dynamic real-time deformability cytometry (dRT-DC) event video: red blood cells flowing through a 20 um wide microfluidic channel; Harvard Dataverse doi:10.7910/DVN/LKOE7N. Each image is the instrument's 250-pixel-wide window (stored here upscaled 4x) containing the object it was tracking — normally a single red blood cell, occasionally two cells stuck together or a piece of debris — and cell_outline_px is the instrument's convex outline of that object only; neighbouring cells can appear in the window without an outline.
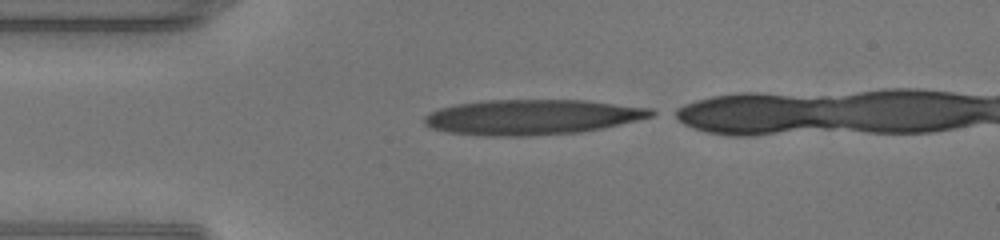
{"species": "human", "species_latin": "Homo sapiens", "temperature_condition": "warm", "stored_images_in_passage": 31, "camera_frame_rate_fps": 3000, "um_per_image_px": 0.085, "donor": {"sex": "male"}, "frame": {"image": 1, "passage_image": 1, "time_ms": 0.0, "image_size_px": [1000, 240], "cell_outline_px": [[660, 112], [652, 116], [604, 128], [580, 132], [532, 136], [484, 136], [448, 132], [432, 128], [424, 124], [424, 116], [440, 108], [456, 104], [484, 100], [588, 100], [652, 108]], "centroid_in_image_um": [45.26, 9.95], "position_along_channel_um": 39.7, "area_um2": 46.82}}
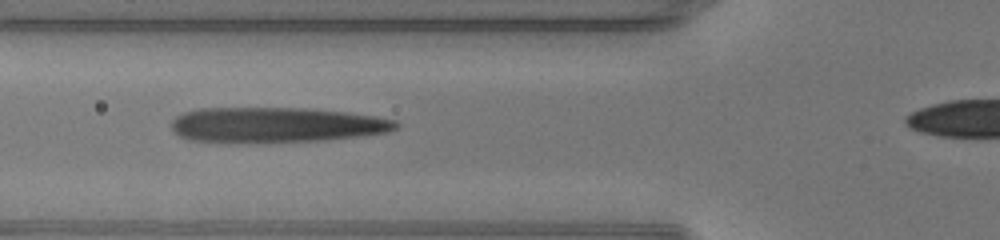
{"frame": {"image": 2, "passage_image": 7, "time_ms": 2.0, "image_size_px": [1000, 240], "cell_outline_px": [[400, 128], [388, 132], [360, 136], [324, 140], [224, 144], [192, 140], [180, 136], [172, 132], [172, 120], [176, 116], [184, 112], [200, 108], [304, 108], [344, 112], [376, 116], [396, 120], [400, 124]], "centroid_in_image_um": [23.43, 10.63], "position_along_channel_um": 102.4, "area_um2": 46.82}}
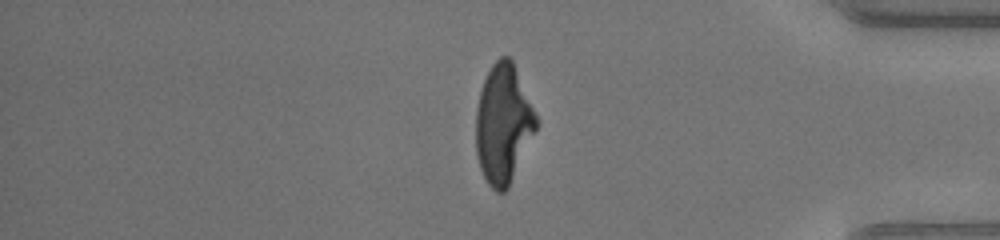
{"frame": {"image": 3, "passage_image": 29, "time_ms": 9.333, "image_size_px": [1000, 240], "cell_outline_px": [[540, 124], [508, 188], [504, 192], [496, 192], [488, 184], [480, 168], [476, 152], [476, 108], [480, 88], [492, 64], [500, 56], [508, 56], [512, 60], [540, 120]], "centroid_in_image_um": [42.8, 10.53], "position_along_channel_um": 392.4, "area_um2": 42.31}, "authors_computed_cell_mechanics": {"area_um2": 46.2978, "velocity_mm_per_s": 4.3586, "shape_relaxation_time_tau1_ms": 5.2223, "shape_relaxation_time_tau2_ms": 1.0477, "deformation_change_tau1": 0.3108, "deformation_change_tau2": 0.1369}}